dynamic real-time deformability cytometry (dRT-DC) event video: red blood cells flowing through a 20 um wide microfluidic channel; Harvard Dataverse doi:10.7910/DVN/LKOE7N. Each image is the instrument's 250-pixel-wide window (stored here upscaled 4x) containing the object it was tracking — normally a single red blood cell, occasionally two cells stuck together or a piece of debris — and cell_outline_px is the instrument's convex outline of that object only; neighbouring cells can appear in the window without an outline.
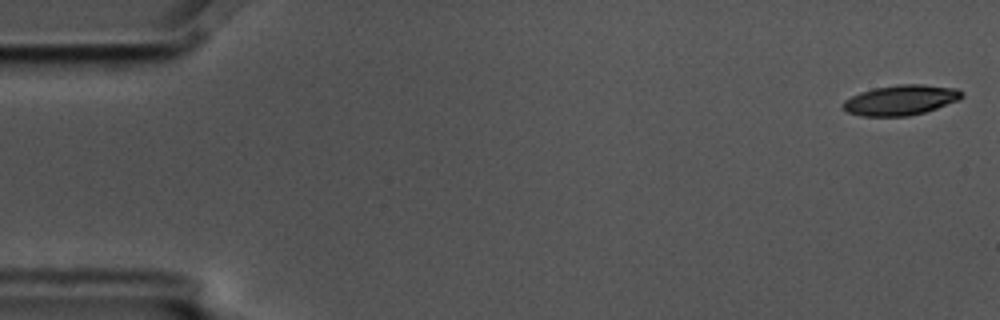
{"species": "common noctule bat (a hibernating species)", "species_latin": "Nyctalus noctula", "temperature_condition": "cold", "stored_images_in_passage": 4, "camera_frame_rate_fps": 3000, "um_per_image_px": 0.085, "animal": {"sex": "male", "body_mass_g": 17.5, "forearm_length_mm": 52.3}, "frame": {"image": 1, "passage_image": 1, "time_ms": 0.0, "image_size_px": [1000, 320], "cell_outline_px": [[964, 96], [960, 100], [924, 112], [908, 116], [860, 116], [848, 112], [840, 104], [844, 100], [860, 92], [876, 88], [900, 84], [920, 84], [956, 88], [964, 92]], "centroid_in_image_um": [76.58, 8.51], "position_along_channel_um": 8.4, "area_um2": 20.87}}
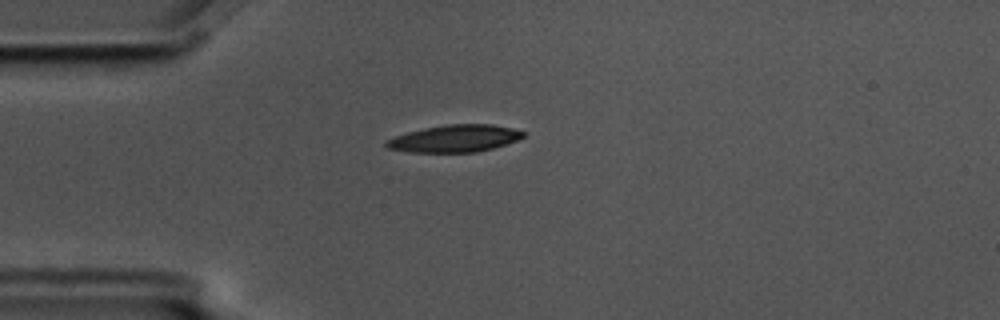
{"frame": {"image": 2, "passage_image": 4, "time_ms": 1.0, "image_size_px": [1000, 320], "cell_outline_px": [[524, 136], [516, 140], [492, 148], [476, 152], [408, 152], [388, 148], [384, 144], [384, 140], [408, 132], [424, 128], [448, 124], [492, 124], [512, 128], [524, 132]], "centroid_in_image_um": [38.61, 11.77], "position_along_channel_um": 46.4, "area_um2": 21.5}}